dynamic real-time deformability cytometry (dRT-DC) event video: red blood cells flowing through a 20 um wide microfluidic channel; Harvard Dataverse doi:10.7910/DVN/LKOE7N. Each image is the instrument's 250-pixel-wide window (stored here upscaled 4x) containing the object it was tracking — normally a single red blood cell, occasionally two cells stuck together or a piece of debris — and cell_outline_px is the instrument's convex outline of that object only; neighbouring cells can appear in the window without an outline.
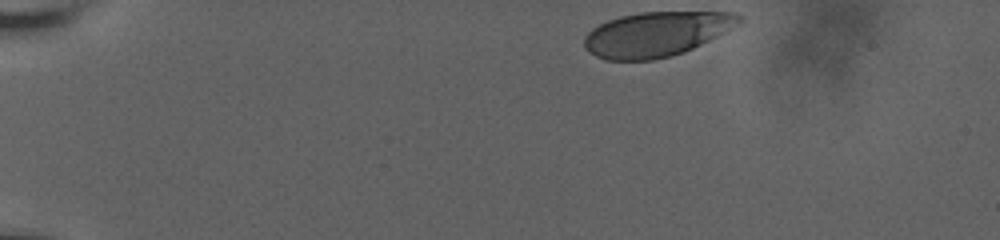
{"species": "human", "species_latin": "Homo sapiens", "temperature_condition": "room temperature", "stored_images_in_passage": 27, "camera_frame_rate_fps": 3000, "um_per_image_px": 0.085, "donor": {"sex": "male"}, "frame": {"image": 1, "passage_image": 1, "time_ms": 0.0, "image_size_px": [1000, 240], "cell_outline_px": [[744, 20], [740, 24], [684, 52], [672, 56], [652, 60], [604, 60], [588, 52], [584, 48], [584, 36], [592, 28], [608, 20], [620, 16], [640, 12], [736, 12], [744, 16]], "centroid_in_image_um": [55.78, 2.89], "position_along_channel_um": 29.2, "area_um2": 40.46}}
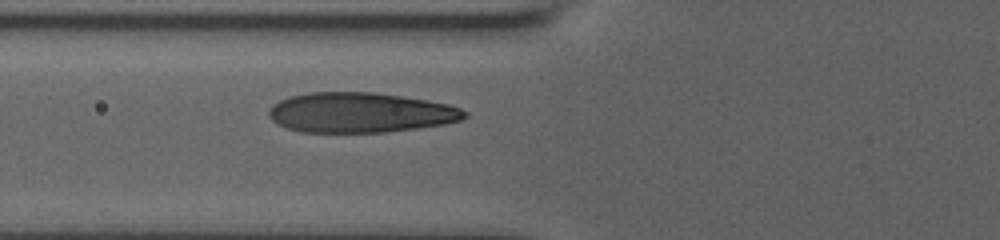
{"frame": {"image": 2, "passage_image": 22, "time_ms": 4.667, "image_size_px": [1000, 240], "cell_outline_px": [[468, 116], [460, 120], [444, 124], [416, 128], [384, 132], [300, 132], [284, 128], [276, 124], [268, 116], [268, 108], [272, 104], [288, 96], [308, 92], [372, 92], [428, 100], [448, 104], [460, 108], [468, 112]], "centroid_in_image_um": [30.57, 9.57], "position_along_channel_um": 95.2, "area_um2": 45.95}}
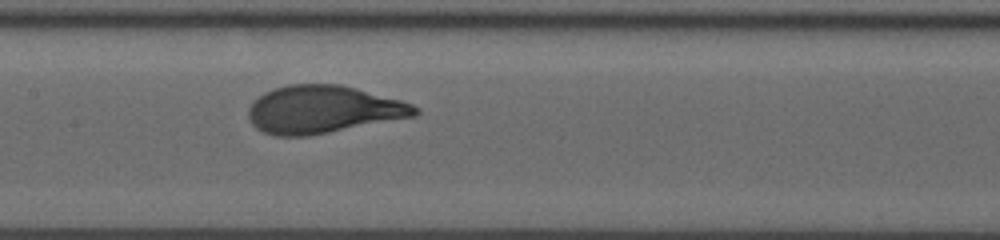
{"frame": {"image": 3, "passage_image": 27, "time_ms": 7.0, "image_size_px": [1000, 240], "cell_outline_px": [[420, 112], [416, 116], [308, 136], [276, 136], [264, 132], [256, 128], [252, 124], [248, 116], [248, 108], [252, 100], [264, 92], [288, 84], [340, 84], [356, 88], [400, 100], [412, 104], [420, 108]], "centroid_in_image_um": [27.44, 9.3], "position_along_channel_um": 180.0, "area_um2": 46.36}}